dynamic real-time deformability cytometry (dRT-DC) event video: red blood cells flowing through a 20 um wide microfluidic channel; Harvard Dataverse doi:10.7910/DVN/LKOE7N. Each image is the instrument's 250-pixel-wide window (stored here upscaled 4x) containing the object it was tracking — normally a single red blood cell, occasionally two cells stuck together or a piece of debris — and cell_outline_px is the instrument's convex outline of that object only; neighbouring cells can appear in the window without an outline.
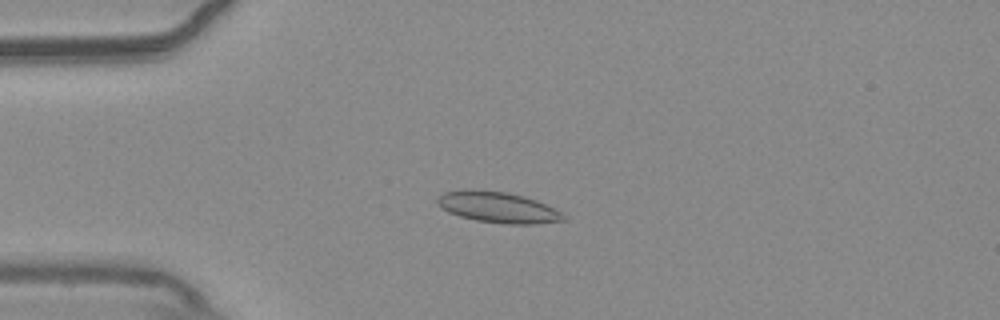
{"species": "common noctule bat (a hibernating species)", "species_latin": "Nyctalus noctula", "temperature_condition": "warm", "stored_images_in_passage": 47, "camera_frame_rate_fps": 3000, "um_per_image_px": 0.085, "animal": {"sex": "male", "body_mass_g": 20.4}, "frame": {"image": 1, "passage_image": 14, "time_ms": 4.333, "image_size_px": [1000, 320], "cell_outline_px": [[568, 220], [532, 224], [508, 224], [476, 220], [460, 216], [448, 212], [440, 208], [436, 200], [444, 192], [476, 188], [508, 192], [524, 196], [536, 200], [556, 208]], "centroid_in_image_um": [42.33, 17.6], "position_along_channel_um": 42.7, "area_um2": 22.89}}
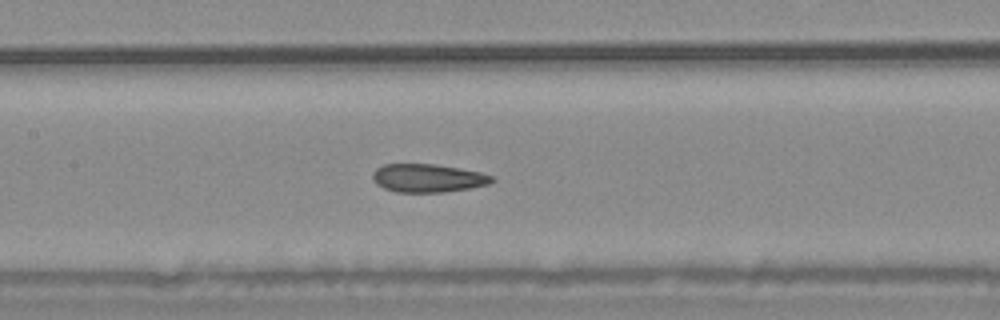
{"frame": {"image": 2, "passage_image": 26, "time_ms": 8.333, "image_size_px": [1000, 320], "cell_outline_px": [[496, 180], [492, 184], [444, 192], [396, 192], [384, 188], [376, 184], [372, 176], [372, 172], [376, 168], [384, 164], [432, 164], [480, 172], [492, 176]], "centroid_in_image_um": [36.36, 15.14], "position_along_channel_um": 171.0, "area_um2": 19.59}}
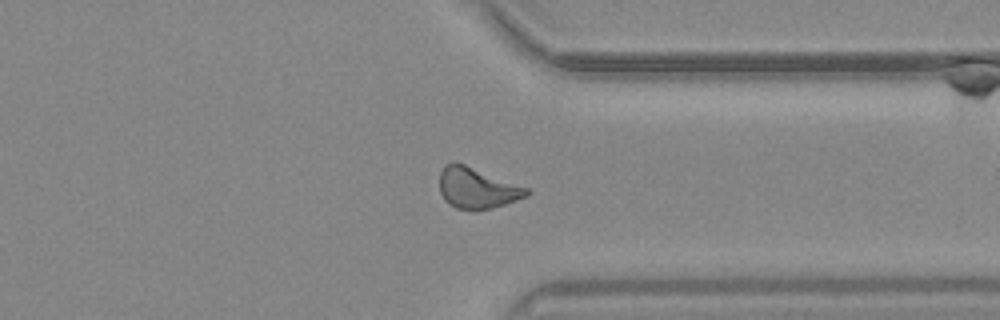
{"frame": {"image": 3, "passage_image": 42, "time_ms": 13.667, "image_size_px": [1000, 320], "cell_outline_px": [[532, 192], [528, 196], [492, 208], [472, 212], [456, 208], [448, 204], [444, 200], [440, 192], [440, 172], [444, 164], [464, 164], [528, 188]], "centroid_in_image_um": [40.54, 16.03], "position_along_channel_um": 370.9, "area_um2": 20.75}, "authors_computed_cell_mechanics": {"area_um2": 20.5768, "velocity_mm_per_s": 3.7713, "shape_relaxation_time_tau1_ms": null, "shape_relaxation_time_tau2_ms": 2.2906, "deformation_change_tau1": null, "deformation_change_tau2": 0.0722}}